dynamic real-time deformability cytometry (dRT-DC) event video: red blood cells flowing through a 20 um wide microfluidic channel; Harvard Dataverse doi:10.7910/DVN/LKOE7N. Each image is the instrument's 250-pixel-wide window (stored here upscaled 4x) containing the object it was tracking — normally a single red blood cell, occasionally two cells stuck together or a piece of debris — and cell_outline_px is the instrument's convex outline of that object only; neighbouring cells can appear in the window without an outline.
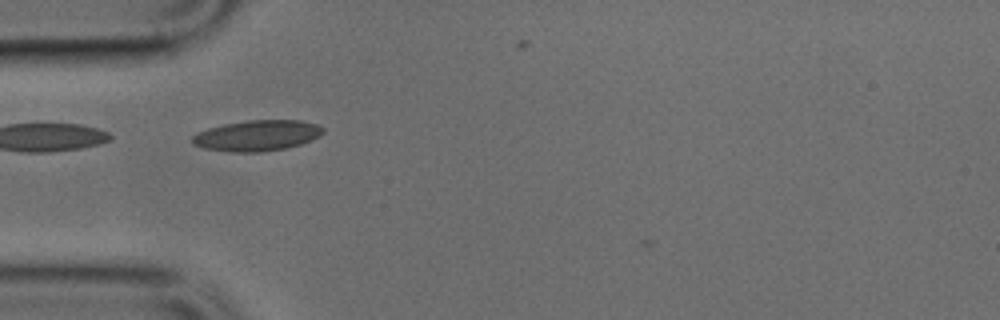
{"species": "common noctule bat (a hibernating species)", "species_latin": "Nyctalus noctula", "temperature_condition": "cold", "stored_images_in_passage": 28, "camera_frame_rate_fps": 3000, "um_per_image_px": 0.085, "animal": {"sex": "male", "body_mass_g": 17.9, "forearm_length_mm": 54.2}, "frame": {"image": 1, "passage_image": 1, "time_ms": 0.0, "image_size_px": [1000, 320], "cell_outline_px": [[324, 132], [320, 136], [312, 140], [300, 144], [284, 148], [260, 152], [232, 152], [204, 148], [192, 144], [192, 136], [196, 132], [208, 128], [224, 124], [248, 120], [300, 120], [316, 124], [324, 128]], "centroid_in_image_um": [21.85, 11.52], "position_along_channel_um": 63.2, "area_um2": 23.47}}
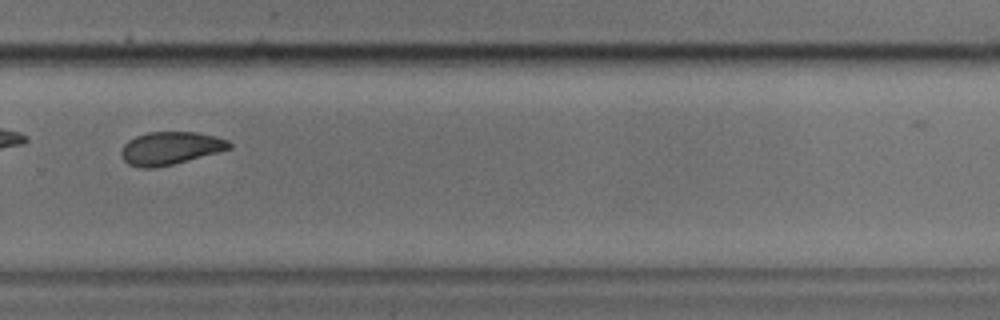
{"frame": {"image": 2, "passage_image": 20, "time_ms": 6.333, "image_size_px": [1000, 320], "cell_outline_px": [[232, 148], [188, 160], [156, 168], [140, 168], [128, 164], [120, 156], [120, 152], [124, 144], [128, 140], [136, 136], [148, 132], [196, 132], [228, 140], [232, 144]], "centroid_in_image_um": [14.44, 12.6], "position_along_channel_um": 315.4, "area_um2": 20.63}}